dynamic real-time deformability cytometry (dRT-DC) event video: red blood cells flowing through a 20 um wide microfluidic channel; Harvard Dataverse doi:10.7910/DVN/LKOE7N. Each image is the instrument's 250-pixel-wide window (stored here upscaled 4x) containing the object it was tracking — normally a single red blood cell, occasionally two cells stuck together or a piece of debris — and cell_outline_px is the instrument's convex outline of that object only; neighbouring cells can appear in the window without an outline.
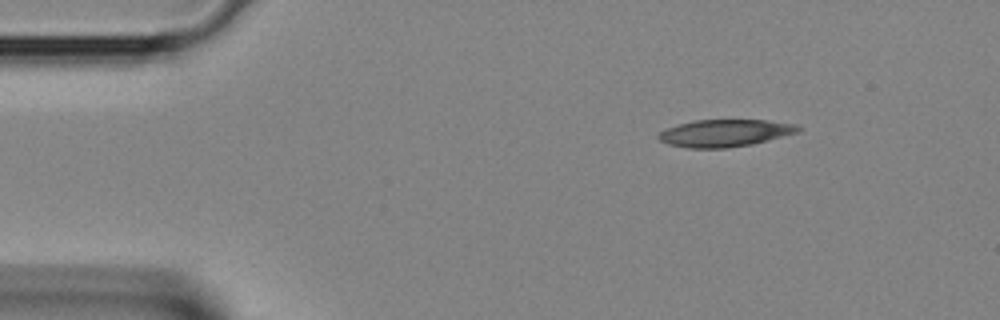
{"species": "Egyptian fruit bat (a non-hibernating species)", "species_latin": "Rousettus aegyptiacus", "temperature_condition": "room temperature", "stored_images_in_passage": 10, "camera_frame_rate_fps": 3000, "um_per_image_px": 0.085, "animal": {"sex": "female"}, "frame": {"image": 1, "passage_image": 1, "time_ms": 0.0, "image_size_px": [1000, 320], "cell_outline_px": [[800, 132], [752, 144], [728, 148], [688, 148], [668, 144], [660, 140], [656, 136], [660, 132], [668, 128], [680, 124], [696, 120], [768, 120], [796, 124], [800, 128]], "centroid_in_image_um": [61.64, 11.31], "position_along_channel_um": 23.4, "area_um2": 22.08}}
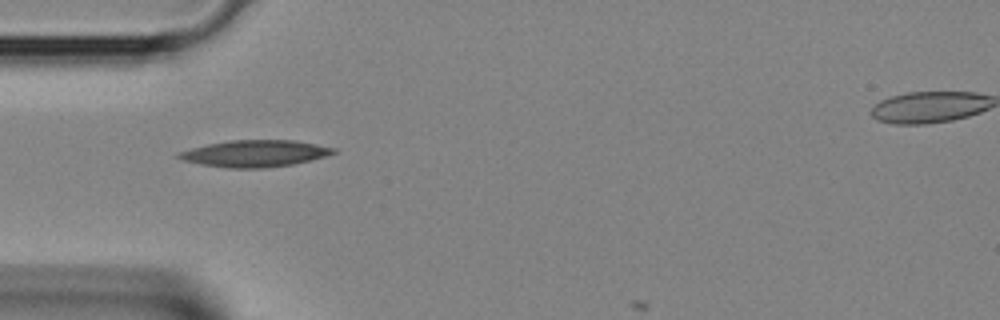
{"frame": {"image": 2, "passage_image": 7, "time_ms": 2.0, "image_size_px": [1000, 320], "cell_outline_px": [[336, 152], [324, 156], [292, 164], [264, 168], [228, 168], [200, 164], [184, 160], [176, 156], [180, 152], [192, 148], [208, 144], [228, 140], [296, 140], [336, 148]], "centroid_in_image_um": [21.66, 13.04], "position_along_channel_um": 63.3, "area_um2": 23.81}}
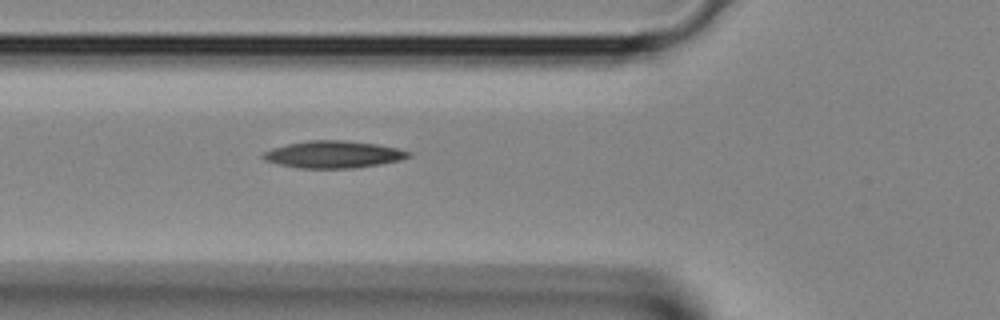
{"frame": {"image": 3, "passage_image": 9, "time_ms": 2.667, "image_size_px": [1000, 320], "cell_outline_px": [[412, 156], [400, 160], [380, 164], [352, 168], [296, 168], [264, 160], [260, 156], [264, 152], [272, 148], [288, 144], [308, 140], [344, 140], [376, 144], [396, 148], [412, 152]], "centroid_in_image_um": [28.33, 13.12], "position_along_channel_um": 97.5, "area_um2": 22.95}}